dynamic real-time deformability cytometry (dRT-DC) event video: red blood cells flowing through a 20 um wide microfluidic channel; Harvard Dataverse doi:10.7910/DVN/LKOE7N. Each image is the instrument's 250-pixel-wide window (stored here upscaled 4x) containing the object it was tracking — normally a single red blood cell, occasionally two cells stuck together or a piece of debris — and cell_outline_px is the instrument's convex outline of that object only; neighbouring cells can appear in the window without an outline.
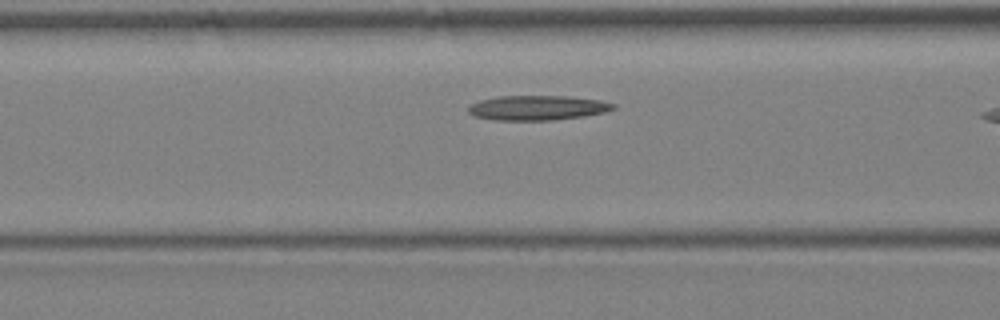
{"species": "Egyptian fruit bat (a non-hibernating species)", "species_latin": "Rousettus aegyptiacus", "temperature_condition": "warm", "stored_images_in_passage": 5, "camera_frame_rate_fps": 3000, "um_per_image_px": 0.085, "animal": {"sex": "female"}, "frame": {"image": 1, "passage_image": 4, "time_ms": 1.0, "image_size_px": [1000, 320], "cell_outline_px": [[616, 108], [604, 112], [584, 116], [552, 120], [492, 120], [476, 116], [468, 112], [468, 104], [480, 100], [496, 96], [564, 96], [600, 100], [616, 104]], "centroid_in_image_um": [45.65, 9.16], "position_along_channel_um": 120.9, "area_um2": 20.92}}